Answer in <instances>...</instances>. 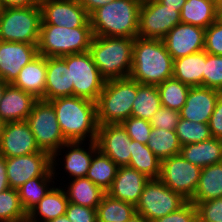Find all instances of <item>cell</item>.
<instances>
[{
  "instance_id": "1",
  "label": "cell",
  "mask_w": 222,
  "mask_h": 222,
  "mask_svg": "<svg viewBox=\"0 0 222 222\" xmlns=\"http://www.w3.org/2000/svg\"><path fill=\"white\" fill-rule=\"evenodd\" d=\"M49 102L67 142L96 141L99 126L96 102L77 96L60 97Z\"/></svg>"
},
{
  "instance_id": "2",
  "label": "cell",
  "mask_w": 222,
  "mask_h": 222,
  "mask_svg": "<svg viewBox=\"0 0 222 222\" xmlns=\"http://www.w3.org/2000/svg\"><path fill=\"white\" fill-rule=\"evenodd\" d=\"M174 59L163 40L135 37L129 77L140 84L158 85L173 77Z\"/></svg>"
},
{
  "instance_id": "3",
  "label": "cell",
  "mask_w": 222,
  "mask_h": 222,
  "mask_svg": "<svg viewBox=\"0 0 222 222\" xmlns=\"http://www.w3.org/2000/svg\"><path fill=\"white\" fill-rule=\"evenodd\" d=\"M142 0H114L94 10L90 25L94 36L138 37L139 9Z\"/></svg>"
},
{
  "instance_id": "4",
  "label": "cell",
  "mask_w": 222,
  "mask_h": 222,
  "mask_svg": "<svg viewBox=\"0 0 222 222\" xmlns=\"http://www.w3.org/2000/svg\"><path fill=\"white\" fill-rule=\"evenodd\" d=\"M134 38L93 36L89 52L105 80L129 77Z\"/></svg>"
},
{
  "instance_id": "5",
  "label": "cell",
  "mask_w": 222,
  "mask_h": 222,
  "mask_svg": "<svg viewBox=\"0 0 222 222\" xmlns=\"http://www.w3.org/2000/svg\"><path fill=\"white\" fill-rule=\"evenodd\" d=\"M136 96V80L130 77L106 80L96 102L98 124H121L128 119Z\"/></svg>"
},
{
  "instance_id": "6",
  "label": "cell",
  "mask_w": 222,
  "mask_h": 222,
  "mask_svg": "<svg viewBox=\"0 0 222 222\" xmlns=\"http://www.w3.org/2000/svg\"><path fill=\"white\" fill-rule=\"evenodd\" d=\"M93 36L91 27L67 28L41 24L38 54L44 57H62L85 53L90 49Z\"/></svg>"
},
{
  "instance_id": "7",
  "label": "cell",
  "mask_w": 222,
  "mask_h": 222,
  "mask_svg": "<svg viewBox=\"0 0 222 222\" xmlns=\"http://www.w3.org/2000/svg\"><path fill=\"white\" fill-rule=\"evenodd\" d=\"M40 6L8 7L0 17V41L38 44Z\"/></svg>"
},
{
  "instance_id": "8",
  "label": "cell",
  "mask_w": 222,
  "mask_h": 222,
  "mask_svg": "<svg viewBox=\"0 0 222 222\" xmlns=\"http://www.w3.org/2000/svg\"><path fill=\"white\" fill-rule=\"evenodd\" d=\"M187 202V199L171 190L160 179H149L135 207L137 214L152 222L179 210Z\"/></svg>"
},
{
  "instance_id": "9",
  "label": "cell",
  "mask_w": 222,
  "mask_h": 222,
  "mask_svg": "<svg viewBox=\"0 0 222 222\" xmlns=\"http://www.w3.org/2000/svg\"><path fill=\"white\" fill-rule=\"evenodd\" d=\"M26 121L41 151L52 156L67 142L60 130L53 105L49 101L38 99Z\"/></svg>"
},
{
  "instance_id": "10",
  "label": "cell",
  "mask_w": 222,
  "mask_h": 222,
  "mask_svg": "<svg viewBox=\"0 0 222 222\" xmlns=\"http://www.w3.org/2000/svg\"><path fill=\"white\" fill-rule=\"evenodd\" d=\"M62 58L70 70L73 96L97 102L106 80L100 75L91 53L88 51Z\"/></svg>"
},
{
  "instance_id": "11",
  "label": "cell",
  "mask_w": 222,
  "mask_h": 222,
  "mask_svg": "<svg viewBox=\"0 0 222 222\" xmlns=\"http://www.w3.org/2000/svg\"><path fill=\"white\" fill-rule=\"evenodd\" d=\"M181 22L180 12L157 0H142L139 9L138 37L160 39Z\"/></svg>"
},
{
  "instance_id": "12",
  "label": "cell",
  "mask_w": 222,
  "mask_h": 222,
  "mask_svg": "<svg viewBox=\"0 0 222 222\" xmlns=\"http://www.w3.org/2000/svg\"><path fill=\"white\" fill-rule=\"evenodd\" d=\"M201 170V167L178 154L161 161L159 179L171 190L190 201L198 186Z\"/></svg>"
},
{
  "instance_id": "13",
  "label": "cell",
  "mask_w": 222,
  "mask_h": 222,
  "mask_svg": "<svg viewBox=\"0 0 222 222\" xmlns=\"http://www.w3.org/2000/svg\"><path fill=\"white\" fill-rule=\"evenodd\" d=\"M9 187L18 189L35 177H56L52 172V156L45 152L6 158Z\"/></svg>"
},
{
  "instance_id": "14",
  "label": "cell",
  "mask_w": 222,
  "mask_h": 222,
  "mask_svg": "<svg viewBox=\"0 0 222 222\" xmlns=\"http://www.w3.org/2000/svg\"><path fill=\"white\" fill-rule=\"evenodd\" d=\"M41 24L67 28L91 27L90 18L78 0H41Z\"/></svg>"
},
{
  "instance_id": "15",
  "label": "cell",
  "mask_w": 222,
  "mask_h": 222,
  "mask_svg": "<svg viewBox=\"0 0 222 222\" xmlns=\"http://www.w3.org/2000/svg\"><path fill=\"white\" fill-rule=\"evenodd\" d=\"M88 145L89 146L85 145V141L84 144L82 141L66 142L57 152H55L52 155L53 174L56 173V170L58 169L56 168V166L59 165L58 162L60 161L62 163L61 165L64 166L63 167L64 168L63 170L65 171L64 173L67 172L66 175L69 174L68 179L85 177L90 167L93 155L98 151L96 141H89ZM84 146L85 147L87 146L89 148L85 149ZM62 150L66 151L67 153L66 152L64 153ZM62 152L63 154H65V157L63 154H61ZM59 155H63L62 158L64 162L61 161L62 158H59Z\"/></svg>"
},
{
  "instance_id": "16",
  "label": "cell",
  "mask_w": 222,
  "mask_h": 222,
  "mask_svg": "<svg viewBox=\"0 0 222 222\" xmlns=\"http://www.w3.org/2000/svg\"><path fill=\"white\" fill-rule=\"evenodd\" d=\"M96 144L98 150L113 160L119 167L129 165L131 138L122 124L99 125Z\"/></svg>"
},
{
  "instance_id": "17",
  "label": "cell",
  "mask_w": 222,
  "mask_h": 222,
  "mask_svg": "<svg viewBox=\"0 0 222 222\" xmlns=\"http://www.w3.org/2000/svg\"><path fill=\"white\" fill-rule=\"evenodd\" d=\"M41 152L27 121L4 123L0 137V155L5 158Z\"/></svg>"
},
{
  "instance_id": "18",
  "label": "cell",
  "mask_w": 222,
  "mask_h": 222,
  "mask_svg": "<svg viewBox=\"0 0 222 222\" xmlns=\"http://www.w3.org/2000/svg\"><path fill=\"white\" fill-rule=\"evenodd\" d=\"M204 28L178 23L162 39L167 51L175 60L204 50Z\"/></svg>"
},
{
  "instance_id": "19",
  "label": "cell",
  "mask_w": 222,
  "mask_h": 222,
  "mask_svg": "<svg viewBox=\"0 0 222 222\" xmlns=\"http://www.w3.org/2000/svg\"><path fill=\"white\" fill-rule=\"evenodd\" d=\"M37 45L0 41V79L12 84L20 70L38 55Z\"/></svg>"
},
{
  "instance_id": "20",
  "label": "cell",
  "mask_w": 222,
  "mask_h": 222,
  "mask_svg": "<svg viewBox=\"0 0 222 222\" xmlns=\"http://www.w3.org/2000/svg\"><path fill=\"white\" fill-rule=\"evenodd\" d=\"M222 94L221 91L207 87H190L186 102L179 111L180 118L208 123L215 109L217 99Z\"/></svg>"
},
{
  "instance_id": "21",
  "label": "cell",
  "mask_w": 222,
  "mask_h": 222,
  "mask_svg": "<svg viewBox=\"0 0 222 222\" xmlns=\"http://www.w3.org/2000/svg\"><path fill=\"white\" fill-rule=\"evenodd\" d=\"M149 179L145 174L138 172L136 169L120 166L111 188L106 193L113 198L136 206Z\"/></svg>"
},
{
  "instance_id": "22",
  "label": "cell",
  "mask_w": 222,
  "mask_h": 222,
  "mask_svg": "<svg viewBox=\"0 0 222 222\" xmlns=\"http://www.w3.org/2000/svg\"><path fill=\"white\" fill-rule=\"evenodd\" d=\"M73 96L70 70L62 57H46V87L42 100Z\"/></svg>"
},
{
  "instance_id": "23",
  "label": "cell",
  "mask_w": 222,
  "mask_h": 222,
  "mask_svg": "<svg viewBox=\"0 0 222 222\" xmlns=\"http://www.w3.org/2000/svg\"><path fill=\"white\" fill-rule=\"evenodd\" d=\"M37 100L31 93L8 84L0 101V118L4 123L26 121Z\"/></svg>"
},
{
  "instance_id": "24",
  "label": "cell",
  "mask_w": 222,
  "mask_h": 222,
  "mask_svg": "<svg viewBox=\"0 0 222 222\" xmlns=\"http://www.w3.org/2000/svg\"><path fill=\"white\" fill-rule=\"evenodd\" d=\"M12 85L41 99L46 87V57L38 54L33 58L20 70Z\"/></svg>"
},
{
  "instance_id": "25",
  "label": "cell",
  "mask_w": 222,
  "mask_h": 222,
  "mask_svg": "<svg viewBox=\"0 0 222 222\" xmlns=\"http://www.w3.org/2000/svg\"><path fill=\"white\" fill-rule=\"evenodd\" d=\"M69 201L62 186H53L49 192L27 213L31 222H48L66 214Z\"/></svg>"
},
{
  "instance_id": "26",
  "label": "cell",
  "mask_w": 222,
  "mask_h": 222,
  "mask_svg": "<svg viewBox=\"0 0 222 222\" xmlns=\"http://www.w3.org/2000/svg\"><path fill=\"white\" fill-rule=\"evenodd\" d=\"M180 154L190 163L201 168L222 162V140L211 137L199 143L181 146Z\"/></svg>"
},
{
  "instance_id": "27",
  "label": "cell",
  "mask_w": 222,
  "mask_h": 222,
  "mask_svg": "<svg viewBox=\"0 0 222 222\" xmlns=\"http://www.w3.org/2000/svg\"><path fill=\"white\" fill-rule=\"evenodd\" d=\"M206 62V52L187 55L174 60L173 78L190 87H203V72Z\"/></svg>"
},
{
  "instance_id": "28",
  "label": "cell",
  "mask_w": 222,
  "mask_h": 222,
  "mask_svg": "<svg viewBox=\"0 0 222 222\" xmlns=\"http://www.w3.org/2000/svg\"><path fill=\"white\" fill-rule=\"evenodd\" d=\"M68 181L71 183L68 182L67 184L69 185L63 184V186H67L63 188L65 189L69 202L97 209L102 197L106 193L105 191L86 177L74 178Z\"/></svg>"
},
{
  "instance_id": "29",
  "label": "cell",
  "mask_w": 222,
  "mask_h": 222,
  "mask_svg": "<svg viewBox=\"0 0 222 222\" xmlns=\"http://www.w3.org/2000/svg\"><path fill=\"white\" fill-rule=\"evenodd\" d=\"M222 197V162L202 168L199 183L190 200L194 205Z\"/></svg>"
},
{
  "instance_id": "30",
  "label": "cell",
  "mask_w": 222,
  "mask_h": 222,
  "mask_svg": "<svg viewBox=\"0 0 222 222\" xmlns=\"http://www.w3.org/2000/svg\"><path fill=\"white\" fill-rule=\"evenodd\" d=\"M180 18L182 23L206 29L218 19L216 4L209 0H187Z\"/></svg>"
},
{
  "instance_id": "31",
  "label": "cell",
  "mask_w": 222,
  "mask_h": 222,
  "mask_svg": "<svg viewBox=\"0 0 222 222\" xmlns=\"http://www.w3.org/2000/svg\"><path fill=\"white\" fill-rule=\"evenodd\" d=\"M131 156L128 167L136 169L150 179H159L161 160L151 151L147 144L131 139Z\"/></svg>"
},
{
  "instance_id": "32",
  "label": "cell",
  "mask_w": 222,
  "mask_h": 222,
  "mask_svg": "<svg viewBox=\"0 0 222 222\" xmlns=\"http://www.w3.org/2000/svg\"><path fill=\"white\" fill-rule=\"evenodd\" d=\"M161 106L157 85L137 82V96L133 101L131 116L150 121Z\"/></svg>"
},
{
  "instance_id": "33",
  "label": "cell",
  "mask_w": 222,
  "mask_h": 222,
  "mask_svg": "<svg viewBox=\"0 0 222 222\" xmlns=\"http://www.w3.org/2000/svg\"><path fill=\"white\" fill-rule=\"evenodd\" d=\"M118 165L99 150L93 155L86 178L107 192L116 177Z\"/></svg>"
},
{
  "instance_id": "34",
  "label": "cell",
  "mask_w": 222,
  "mask_h": 222,
  "mask_svg": "<svg viewBox=\"0 0 222 222\" xmlns=\"http://www.w3.org/2000/svg\"><path fill=\"white\" fill-rule=\"evenodd\" d=\"M136 214L135 205L105 193L97 206V222H127Z\"/></svg>"
},
{
  "instance_id": "35",
  "label": "cell",
  "mask_w": 222,
  "mask_h": 222,
  "mask_svg": "<svg viewBox=\"0 0 222 222\" xmlns=\"http://www.w3.org/2000/svg\"><path fill=\"white\" fill-rule=\"evenodd\" d=\"M147 145L161 161L178 155L181 151V145L175 131H169L163 128L152 127Z\"/></svg>"
},
{
  "instance_id": "36",
  "label": "cell",
  "mask_w": 222,
  "mask_h": 222,
  "mask_svg": "<svg viewBox=\"0 0 222 222\" xmlns=\"http://www.w3.org/2000/svg\"><path fill=\"white\" fill-rule=\"evenodd\" d=\"M53 178L57 180L55 177H35L29 179L18 188L20 202L26 213H28L49 190L55 186Z\"/></svg>"
},
{
  "instance_id": "37",
  "label": "cell",
  "mask_w": 222,
  "mask_h": 222,
  "mask_svg": "<svg viewBox=\"0 0 222 222\" xmlns=\"http://www.w3.org/2000/svg\"><path fill=\"white\" fill-rule=\"evenodd\" d=\"M157 87L162 106L180 111L186 102L190 86L172 77L158 84Z\"/></svg>"
},
{
  "instance_id": "38",
  "label": "cell",
  "mask_w": 222,
  "mask_h": 222,
  "mask_svg": "<svg viewBox=\"0 0 222 222\" xmlns=\"http://www.w3.org/2000/svg\"><path fill=\"white\" fill-rule=\"evenodd\" d=\"M27 218L20 202L18 189L8 188L0 192V222H18Z\"/></svg>"
},
{
  "instance_id": "39",
  "label": "cell",
  "mask_w": 222,
  "mask_h": 222,
  "mask_svg": "<svg viewBox=\"0 0 222 222\" xmlns=\"http://www.w3.org/2000/svg\"><path fill=\"white\" fill-rule=\"evenodd\" d=\"M175 133L181 146L199 143L212 137L208 123L193 122L183 118L179 119Z\"/></svg>"
},
{
  "instance_id": "40",
  "label": "cell",
  "mask_w": 222,
  "mask_h": 222,
  "mask_svg": "<svg viewBox=\"0 0 222 222\" xmlns=\"http://www.w3.org/2000/svg\"><path fill=\"white\" fill-rule=\"evenodd\" d=\"M203 87L222 92V56L206 52V62L203 72Z\"/></svg>"
},
{
  "instance_id": "41",
  "label": "cell",
  "mask_w": 222,
  "mask_h": 222,
  "mask_svg": "<svg viewBox=\"0 0 222 222\" xmlns=\"http://www.w3.org/2000/svg\"><path fill=\"white\" fill-rule=\"evenodd\" d=\"M121 124L126 129L128 136L132 140L148 144L149 135L152 129L151 123L148 120L130 116Z\"/></svg>"
},
{
  "instance_id": "42",
  "label": "cell",
  "mask_w": 222,
  "mask_h": 222,
  "mask_svg": "<svg viewBox=\"0 0 222 222\" xmlns=\"http://www.w3.org/2000/svg\"><path fill=\"white\" fill-rule=\"evenodd\" d=\"M199 222H222V197L195 205Z\"/></svg>"
},
{
  "instance_id": "43",
  "label": "cell",
  "mask_w": 222,
  "mask_h": 222,
  "mask_svg": "<svg viewBox=\"0 0 222 222\" xmlns=\"http://www.w3.org/2000/svg\"><path fill=\"white\" fill-rule=\"evenodd\" d=\"M204 51L222 56V21L219 19L205 30Z\"/></svg>"
},
{
  "instance_id": "44",
  "label": "cell",
  "mask_w": 222,
  "mask_h": 222,
  "mask_svg": "<svg viewBox=\"0 0 222 222\" xmlns=\"http://www.w3.org/2000/svg\"><path fill=\"white\" fill-rule=\"evenodd\" d=\"M179 111L161 106L150 119L151 126L154 128L175 131L179 122Z\"/></svg>"
},
{
  "instance_id": "45",
  "label": "cell",
  "mask_w": 222,
  "mask_h": 222,
  "mask_svg": "<svg viewBox=\"0 0 222 222\" xmlns=\"http://www.w3.org/2000/svg\"><path fill=\"white\" fill-rule=\"evenodd\" d=\"M66 216L71 222H97V209L69 202Z\"/></svg>"
},
{
  "instance_id": "46",
  "label": "cell",
  "mask_w": 222,
  "mask_h": 222,
  "mask_svg": "<svg viewBox=\"0 0 222 222\" xmlns=\"http://www.w3.org/2000/svg\"><path fill=\"white\" fill-rule=\"evenodd\" d=\"M197 221V209L195 205L188 201L179 210L169 213L162 218L154 220L152 222H196Z\"/></svg>"
},
{
  "instance_id": "47",
  "label": "cell",
  "mask_w": 222,
  "mask_h": 222,
  "mask_svg": "<svg viewBox=\"0 0 222 222\" xmlns=\"http://www.w3.org/2000/svg\"><path fill=\"white\" fill-rule=\"evenodd\" d=\"M211 136L222 140V94L217 99L215 109L208 122Z\"/></svg>"
},
{
  "instance_id": "48",
  "label": "cell",
  "mask_w": 222,
  "mask_h": 222,
  "mask_svg": "<svg viewBox=\"0 0 222 222\" xmlns=\"http://www.w3.org/2000/svg\"><path fill=\"white\" fill-rule=\"evenodd\" d=\"M114 0H78V2L85 8L90 15L94 10L99 7L105 6L106 4Z\"/></svg>"
},
{
  "instance_id": "49",
  "label": "cell",
  "mask_w": 222,
  "mask_h": 222,
  "mask_svg": "<svg viewBox=\"0 0 222 222\" xmlns=\"http://www.w3.org/2000/svg\"><path fill=\"white\" fill-rule=\"evenodd\" d=\"M5 8L39 6L41 0H2Z\"/></svg>"
},
{
  "instance_id": "50",
  "label": "cell",
  "mask_w": 222,
  "mask_h": 222,
  "mask_svg": "<svg viewBox=\"0 0 222 222\" xmlns=\"http://www.w3.org/2000/svg\"><path fill=\"white\" fill-rule=\"evenodd\" d=\"M9 188L6 173V158L0 155V192Z\"/></svg>"
},
{
  "instance_id": "51",
  "label": "cell",
  "mask_w": 222,
  "mask_h": 222,
  "mask_svg": "<svg viewBox=\"0 0 222 222\" xmlns=\"http://www.w3.org/2000/svg\"><path fill=\"white\" fill-rule=\"evenodd\" d=\"M157 1L162 5H166L180 12L187 0H157Z\"/></svg>"
},
{
  "instance_id": "52",
  "label": "cell",
  "mask_w": 222,
  "mask_h": 222,
  "mask_svg": "<svg viewBox=\"0 0 222 222\" xmlns=\"http://www.w3.org/2000/svg\"><path fill=\"white\" fill-rule=\"evenodd\" d=\"M127 222H150L146 218H144L142 215L135 214L129 221Z\"/></svg>"
},
{
  "instance_id": "53",
  "label": "cell",
  "mask_w": 222,
  "mask_h": 222,
  "mask_svg": "<svg viewBox=\"0 0 222 222\" xmlns=\"http://www.w3.org/2000/svg\"><path fill=\"white\" fill-rule=\"evenodd\" d=\"M48 222H71V221L68 219V217L65 214L63 216H59V217H57L55 219H52V220H50Z\"/></svg>"
},
{
  "instance_id": "54",
  "label": "cell",
  "mask_w": 222,
  "mask_h": 222,
  "mask_svg": "<svg viewBox=\"0 0 222 222\" xmlns=\"http://www.w3.org/2000/svg\"><path fill=\"white\" fill-rule=\"evenodd\" d=\"M7 85H8V83H6L4 80L0 79V101L3 97L4 91H5V88Z\"/></svg>"
},
{
  "instance_id": "55",
  "label": "cell",
  "mask_w": 222,
  "mask_h": 222,
  "mask_svg": "<svg viewBox=\"0 0 222 222\" xmlns=\"http://www.w3.org/2000/svg\"><path fill=\"white\" fill-rule=\"evenodd\" d=\"M218 17L222 14V0H219L216 4Z\"/></svg>"
},
{
  "instance_id": "56",
  "label": "cell",
  "mask_w": 222,
  "mask_h": 222,
  "mask_svg": "<svg viewBox=\"0 0 222 222\" xmlns=\"http://www.w3.org/2000/svg\"><path fill=\"white\" fill-rule=\"evenodd\" d=\"M4 10H5V7L3 5L2 0H0V17L3 15Z\"/></svg>"
},
{
  "instance_id": "57",
  "label": "cell",
  "mask_w": 222,
  "mask_h": 222,
  "mask_svg": "<svg viewBox=\"0 0 222 222\" xmlns=\"http://www.w3.org/2000/svg\"><path fill=\"white\" fill-rule=\"evenodd\" d=\"M3 126H4V122L3 120L0 118V137H1V132L3 130Z\"/></svg>"
},
{
  "instance_id": "58",
  "label": "cell",
  "mask_w": 222,
  "mask_h": 222,
  "mask_svg": "<svg viewBox=\"0 0 222 222\" xmlns=\"http://www.w3.org/2000/svg\"><path fill=\"white\" fill-rule=\"evenodd\" d=\"M18 222H31L28 218L22 220V221H18Z\"/></svg>"
},
{
  "instance_id": "59",
  "label": "cell",
  "mask_w": 222,
  "mask_h": 222,
  "mask_svg": "<svg viewBox=\"0 0 222 222\" xmlns=\"http://www.w3.org/2000/svg\"><path fill=\"white\" fill-rule=\"evenodd\" d=\"M212 1L213 3L217 4L219 0H209Z\"/></svg>"
},
{
  "instance_id": "60",
  "label": "cell",
  "mask_w": 222,
  "mask_h": 222,
  "mask_svg": "<svg viewBox=\"0 0 222 222\" xmlns=\"http://www.w3.org/2000/svg\"><path fill=\"white\" fill-rule=\"evenodd\" d=\"M218 19H219L220 21H222V14L218 17Z\"/></svg>"
}]
</instances>
